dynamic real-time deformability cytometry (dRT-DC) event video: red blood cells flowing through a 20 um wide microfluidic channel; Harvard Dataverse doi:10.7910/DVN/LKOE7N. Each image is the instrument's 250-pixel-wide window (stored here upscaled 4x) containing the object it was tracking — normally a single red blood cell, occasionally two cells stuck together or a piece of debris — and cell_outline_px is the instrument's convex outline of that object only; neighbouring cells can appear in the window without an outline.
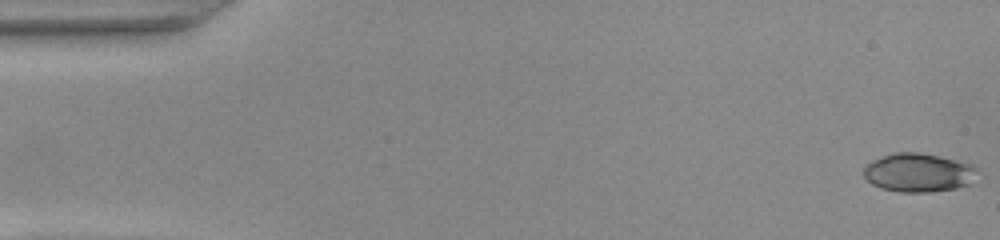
{"species": "common noctule bat (a hibernating species)", "species_latin": "Nyctalus noctula", "temperature_condition": "warm", "stored_images_in_passage": 52, "camera_frame_rate_fps": 3000, "um_per_image_px": 0.085, "animal": {"sex": "female", "body_mass_g": 22.0, "forearm_length_mm": 56.7}, "frame": {"image": 1, "passage_image": 1, "time_ms": 0.0, "image_size_px": [1000, 240], "cell_outline_px": [[976, 168], [968, 184], [956, 188], [932, 192], [900, 192], [880, 188], [872, 184], [864, 176], [864, 168], [872, 160], [892, 152], [920, 152], [972, 164]], "centroid_in_image_um": [78.0, 14.67], "position_along_channel_um": 7.0, "area_um2": 25.32}}
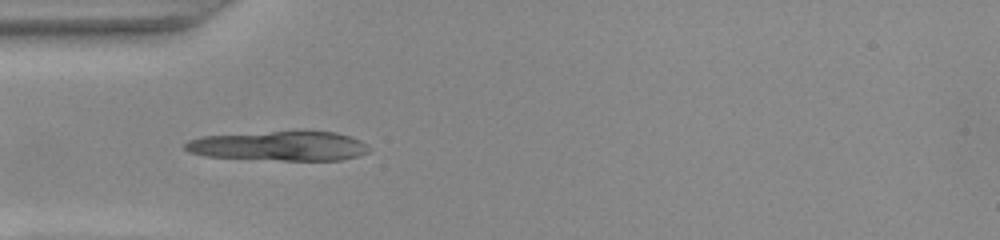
{"frame": {"image": 2, "passage_image": 16, "time_ms": 5.0, "image_size_px": [1000, 240], "cell_outline_px": [[368, 152], [360, 156], [340, 160], [280, 160], [204, 156], [188, 152], [184, 148], [184, 144], [188, 140], [204, 136], [272, 132], [336, 132], [360, 140], [368, 148]], "centroid_in_image_um": [23.72, 12.42], "position_along_channel_um": 61.3, "area_um2": 31.15}}